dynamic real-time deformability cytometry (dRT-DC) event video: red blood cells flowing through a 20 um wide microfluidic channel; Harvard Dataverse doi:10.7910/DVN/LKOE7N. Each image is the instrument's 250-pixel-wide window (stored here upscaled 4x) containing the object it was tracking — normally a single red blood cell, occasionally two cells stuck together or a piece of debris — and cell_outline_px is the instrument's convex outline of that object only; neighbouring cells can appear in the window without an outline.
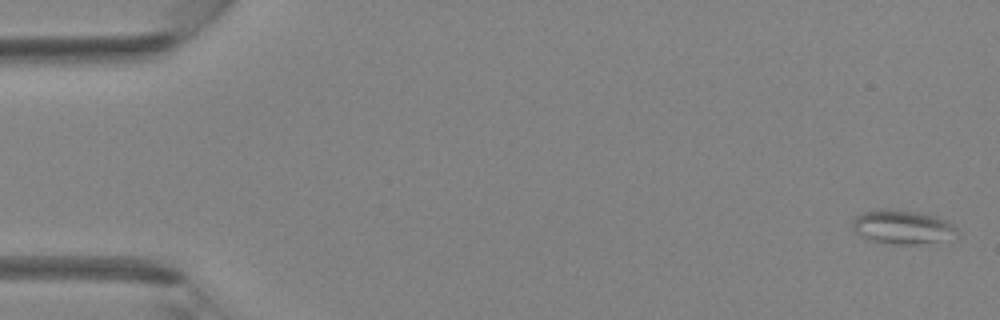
{"species": "Egyptian fruit bat (a non-hibernating species)", "species_latin": "Rousettus aegyptiacus", "temperature_condition": "room temperature", "stored_images_in_passage": 42, "camera_frame_rate_fps": 3000, "um_per_image_px": 0.085, "animal": {"sex": "female"}, "frame": {"image": 1, "passage_image": 1, "time_ms": 0.0, "image_size_px": [1000, 320], "cell_outline_px": [[960, 240], [916, 244], [880, 244], [868, 240], [856, 232], [852, 224], [852, 220], [856, 216], [864, 212], [884, 208], [920, 212], [936, 216], [948, 220], [960, 232]], "centroid_in_image_um": [76.83, 19.33], "position_along_channel_um": 8.2, "area_um2": 21.56}}
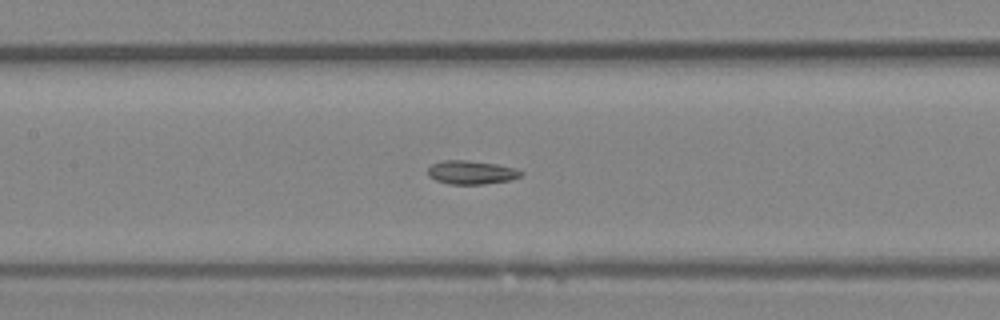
{"frame": {"image": 2, "passage_image": 20, "time_ms": 6.333, "image_size_px": [1000, 320], "cell_outline_px": [[524, 172], [520, 176], [512, 180], [484, 184], [448, 184], [436, 180], [428, 176], [428, 168], [432, 164], [444, 160], [464, 160], [496, 164], [516, 168]], "centroid_in_image_um": [40.07, 14.66], "position_along_channel_um": 167.3, "area_um2": 12.83}}
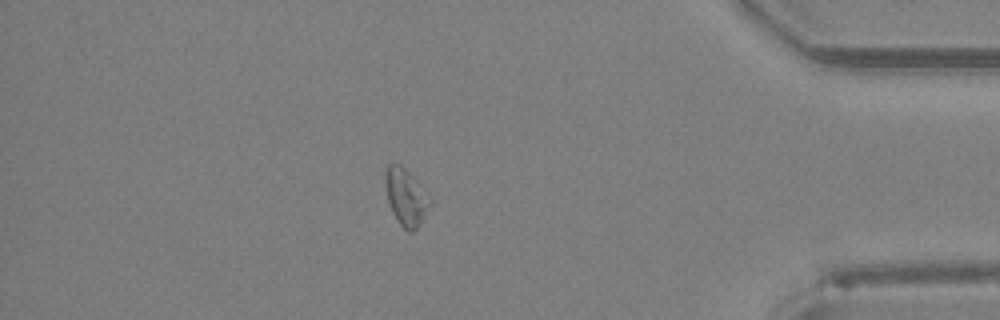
{"frame": {"image": 3, "passage_image": 37, "time_ms": 12.0, "image_size_px": [1000, 320], "cell_outline_px": [[432, 204], [416, 228], [412, 232], [408, 232], [400, 224], [392, 212], [388, 200], [384, 180], [384, 168], [388, 164], [400, 164], [412, 176], [432, 200]], "centroid_in_image_um": [34.48, 16.73], "position_along_channel_um": 400.7, "area_um2": 14.62}}